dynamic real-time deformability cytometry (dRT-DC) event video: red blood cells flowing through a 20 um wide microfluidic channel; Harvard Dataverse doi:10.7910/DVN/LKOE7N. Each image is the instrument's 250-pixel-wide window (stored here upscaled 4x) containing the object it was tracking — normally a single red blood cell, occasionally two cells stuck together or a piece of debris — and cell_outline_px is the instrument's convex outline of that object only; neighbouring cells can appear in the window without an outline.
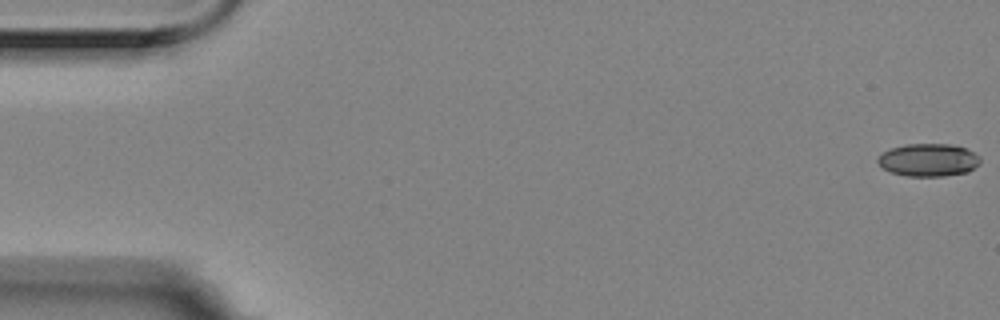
{"species": "Egyptian fruit bat (a non-hibernating species)", "species_latin": "Rousettus aegyptiacus", "temperature_condition": "room temperature", "stored_images_in_passage": 11, "camera_frame_rate_fps": 3000, "um_per_image_px": 0.085, "animal": {"sex": "female"}, "frame": {"image": 1, "passage_image": 1, "time_ms": 0.0, "image_size_px": [1000, 320], "cell_outline_px": [[980, 164], [968, 172], [944, 176], [908, 176], [888, 172], [876, 160], [884, 152], [892, 148], [904, 144], [948, 144], [964, 148], [980, 156]], "centroid_in_image_um": [78.93, 13.61], "position_along_channel_um": 6.1, "area_um2": 19.48}}
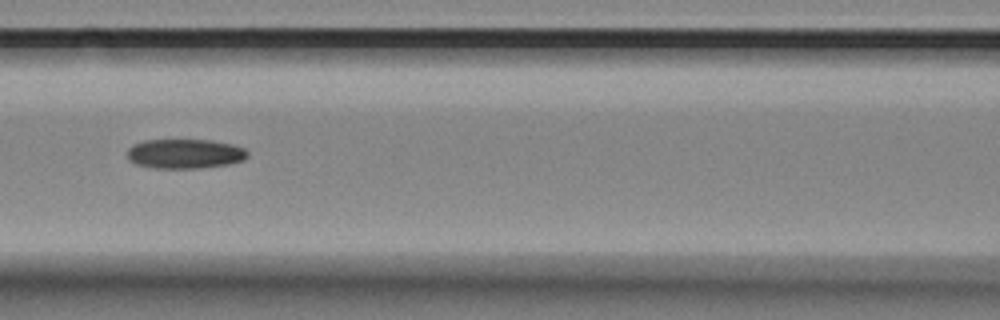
{"frame": {"image": 2, "passage_image": 7, "time_ms": 2.0, "image_size_px": [1000, 320], "cell_outline_px": [[248, 156], [244, 160], [228, 164], [200, 168], [152, 168], [136, 164], [128, 160], [128, 148], [132, 144], [144, 140], [212, 140], [232, 144], [244, 148], [248, 152]], "centroid_in_image_um": [15.7, 13.07], "position_along_channel_um": 150.9, "area_um2": 20.87}}
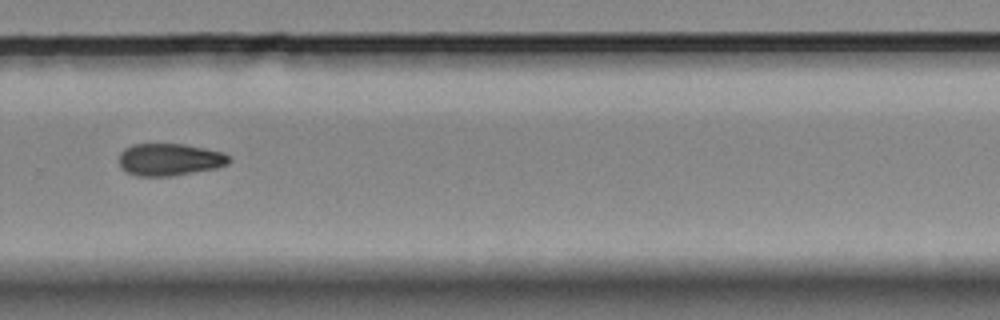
{"frame": {"image": 3, "passage_image": 11, "time_ms": 3.333, "image_size_px": [1000, 320], "cell_outline_px": [[232, 160], [228, 164], [216, 168], [172, 176], [136, 176], [124, 172], [120, 164], [120, 152], [124, 148], [132, 144], [184, 144], [224, 152]], "centroid_in_image_um": [14.41, 13.56], "position_along_channel_um": 315.4, "area_um2": 20.81}}